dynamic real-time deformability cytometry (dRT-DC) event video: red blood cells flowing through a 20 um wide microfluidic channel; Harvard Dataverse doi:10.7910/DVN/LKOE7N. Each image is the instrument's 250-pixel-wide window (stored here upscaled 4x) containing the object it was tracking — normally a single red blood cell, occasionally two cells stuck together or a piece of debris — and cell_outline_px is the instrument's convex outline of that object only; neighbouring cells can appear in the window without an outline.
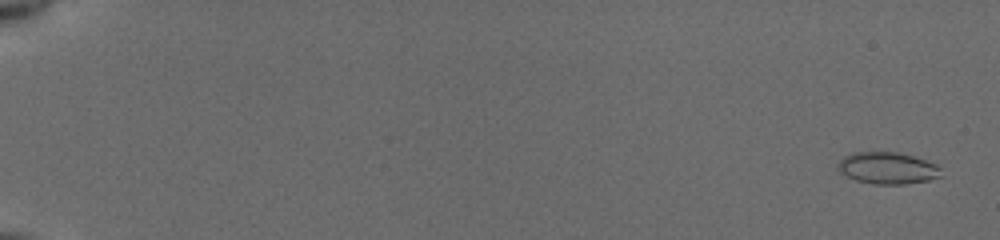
{"species": "common noctule bat (a hibernating species)", "species_latin": "Nyctalus noctula", "temperature_condition": "cold", "stored_images_in_passage": 55, "camera_frame_rate_fps": 3000, "um_per_image_px": 0.085, "animal": {"sex": "female", "body_mass_g": 19.5, "forearm_length_mm": 54.1}, "frame": {"image": 1, "passage_image": 2, "time_ms": 0.333, "image_size_px": [1000, 240], "cell_outline_px": [[940, 176], [928, 180], [904, 184], [872, 184], [856, 180], [840, 172], [836, 168], [836, 164], [844, 156], [852, 152], [896, 152], [912, 156], [936, 164], [940, 168]], "centroid_in_image_um": [75.39, 14.28], "position_along_channel_um": 9.6, "area_um2": 19.02}}
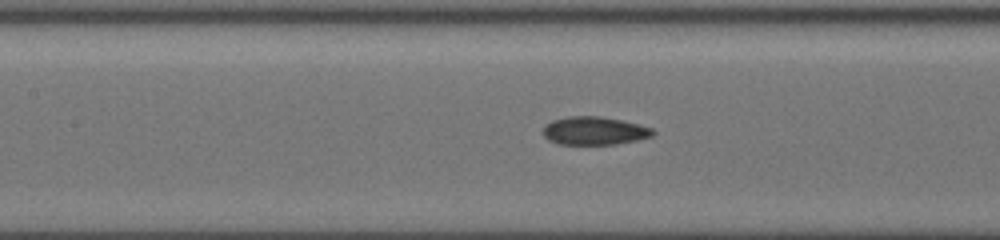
{"frame": {"image": 2, "passage_image": 28, "time_ms": 9.0, "image_size_px": [1000, 240], "cell_outline_px": [[656, 132], [652, 136], [636, 140], [616, 144], [556, 144], [548, 140], [544, 136], [544, 124], [552, 120], [568, 116], [600, 116], [620, 120], [652, 128]], "centroid_in_image_um": [50.48, 11.12], "position_along_channel_um": 156.9, "area_um2": 17.98}}
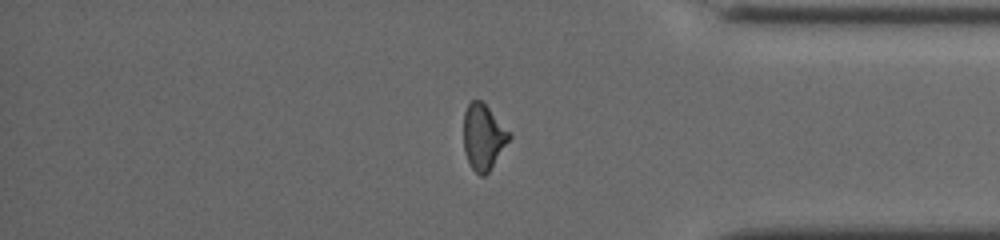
{"frame": {"image": 3, "passage_image": 47, "time_ms": 15.333, "image_size_px": [1000, 240], "cell_outline_px": [[512, 136], [488, 172], [484, 176], [480, 176], [472, 168], [468, 160], [464, 148], [464, 112], [468, 104], [472, 100], [480, 100], [512, 132]], "centroid_in_image_um": [41.1, 11.63], "position_along_channel_um": 394.1, "area_um2": 17.28}, "authors_computed_cell_mechanics": {"area_um2": 17.9758, "velocity_mm_per_s": 3.9443, "shape_relaxation_time_tau1_ms": 6.3179, "shape_relaxation_time_tau2_ms": 2.4232, "deformation_change_tau1": 0.1672, "deformation_change_tau2": 0.082}}